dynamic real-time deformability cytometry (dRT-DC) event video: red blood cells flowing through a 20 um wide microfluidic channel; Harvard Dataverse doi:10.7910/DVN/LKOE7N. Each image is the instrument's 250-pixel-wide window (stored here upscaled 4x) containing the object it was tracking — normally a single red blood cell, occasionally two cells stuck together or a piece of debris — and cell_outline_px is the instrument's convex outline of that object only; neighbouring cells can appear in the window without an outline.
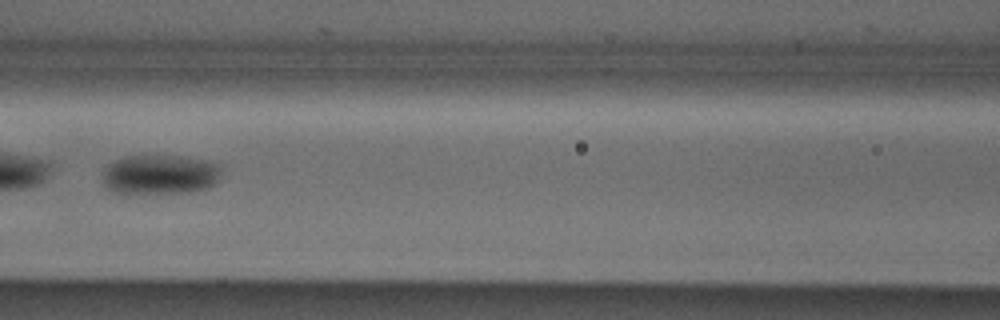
{"species": "Egyptian fruit bat (a non-hibernating species)", "species_latin": "Rousettus aegyptiacus", "temperature_condition": "cold", "stored_images_in_passage": 42, "camera_frame_rate_fps": 3000, "um_per_image_px": 0.085, "animal": {"sex": "male"}, "frame": {"image": 1, "passage_image": 14, "time_ms": 4.333, "image_size_px": [1000, 320], "cell_outline_px": [[220, 176], [208, 188], [188, 192], [124, 196], [112, 192], [104, 188], [100, 180], [104, 168], [112, 160], [124, 156], [180, 156], [204, 160], [220, 164]], "centroid_in_image_um": [13.46, 14.88], "position_along_channel_um": 153.1, "area_um2": 28.61}}
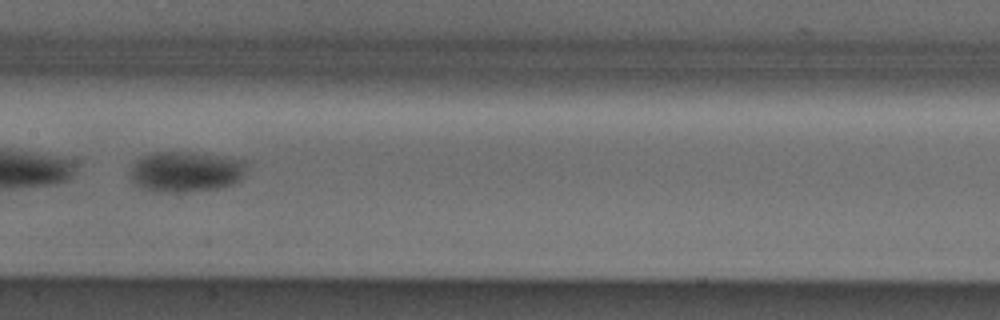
{"frame": {"image": 2, "passage_image": 17, "time_ms": 5.333, "image_size_px": [1000, 320], "cell_outline_px": [[248, 168], [240, 180], [232, 184], [220, 188], [172, 192], [156, 192], [144, 188], [136, 184], [132, 180], [132, 164], [136, 160], [144, 156], [160, 152], [184, 152], [248, 160]], "centroid_in_image_um": [15.85, 14.59], "position_along_channel_um": 191.5, "area_um2": 27.17}}
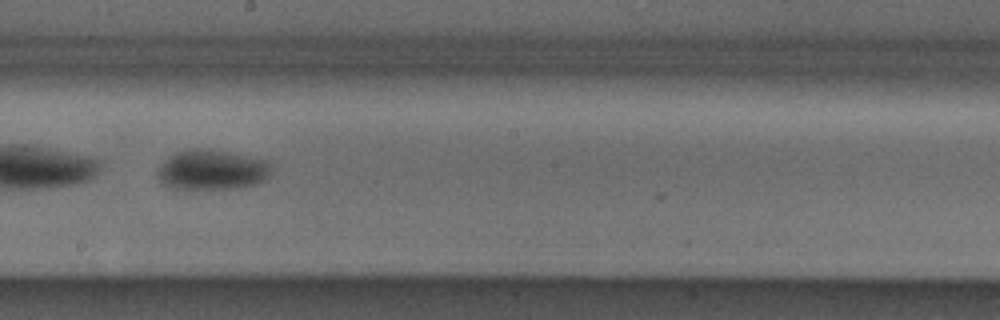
{"frame": {"image": 3, "passage_image": 20, "time_ms": 6.333, "image_size_px": [1000, 320], "cell_outline_px": [[268, 176], [264, 180], [256, 184], [240, 188], [188, 192], [172, 188], [164, 184], [160, 180], [156, 172], [156, 168], [168, 156], [176, 152], [188, 148], [200, 148], [224, 152], [264, 160], [268, 164]], "centroid_in_image_um": [17.88, 14.5], "position_along_channel_um": 230.3, "area_um2": 27.05}, "authors_computed_cell_mechanics": {"area_um2": 27.4261, "velocity_mm_per_s": 3.88, "shape_relaxation_time_tau1_ms": 3.2284, "shape_relaxation_time_tau2_ms": null, "deformation_change_tau1": 0.0918, "deformation_change_tau2": null}}